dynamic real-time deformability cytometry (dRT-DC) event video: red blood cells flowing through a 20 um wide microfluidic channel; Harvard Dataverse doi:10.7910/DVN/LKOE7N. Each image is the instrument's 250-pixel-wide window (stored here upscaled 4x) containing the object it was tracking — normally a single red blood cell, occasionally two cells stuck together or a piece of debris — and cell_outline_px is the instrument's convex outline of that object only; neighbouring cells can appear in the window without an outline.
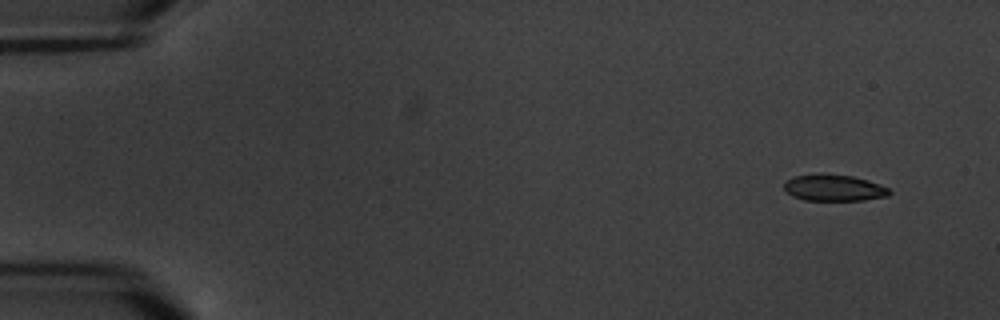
{"species": "common noctule bat (a hibernating species)", "species_latin": "Nyctalus noctula", "temperature_condition": "warm", "stored_images_in_passage": 5, "camera_frame_rate_fps": 3000, "um_per_image_px": 0.085, "animal": {"sex": "male", "body_mass_g": 20.1, "forearm_length_mm": 53.5}, "frame": {"image": 1, "passage_image": 1, "time_ms": 0.0, "image_size_px": [1000, 320], "cell_outline_px": [[892, 192], [888, 196], [864, 200], [804, 200], [792, 196], [784, 188], [784, 184], [792, 176], [824, 172], [852, 176], [868, 180], [888, 188]], "centroid_in_image_um": [70.87, 15.95], "position_along_channel_um": 14.1, "area_um2": 16.42}}
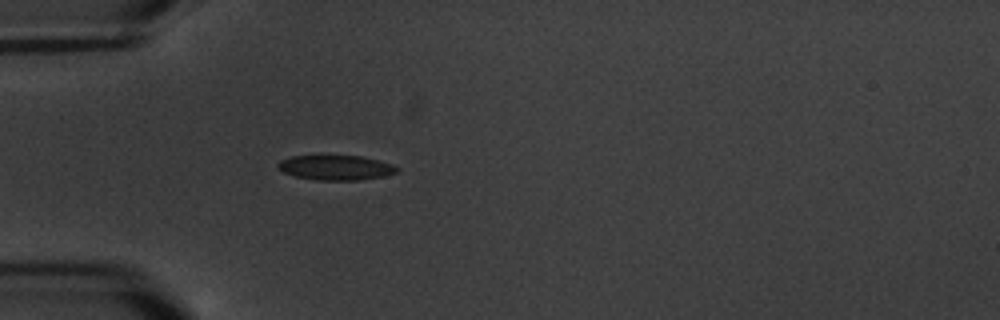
{"frame": {"image": 2, "passage_image": 5, "time_ms": 4.667, "image_size_px": [1000, 320], "cell_outline_px": [[400, 168], [396, 172], [384, 176], [356, 180], [316, 180], [296, 176], [284, 172], [276, 164], [280, 160], [288, 156], [320, 152], [360, 156], [392, 164]], "centroid_in_image_um": [28.46, 14.18], "position_along_channel_um": 56.5, "area_um2": 18.03}}